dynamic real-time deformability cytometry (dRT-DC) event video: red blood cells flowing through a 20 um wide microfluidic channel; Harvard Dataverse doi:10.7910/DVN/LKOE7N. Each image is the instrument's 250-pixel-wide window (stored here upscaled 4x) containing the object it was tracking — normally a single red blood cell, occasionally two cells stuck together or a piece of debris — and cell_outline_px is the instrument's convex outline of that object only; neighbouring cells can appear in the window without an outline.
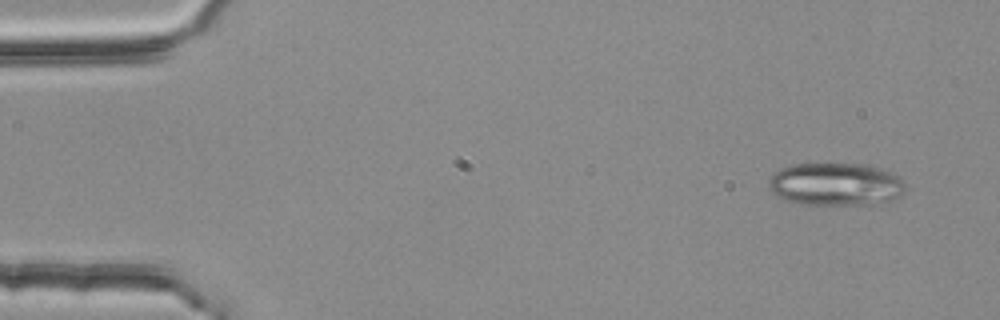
{"species": "common noctule bat (a hibernating species)", "species_latin": "Nyctalus noctula", "temperature_condition": "room temperature", "stored_images_in_passage": 4, "camera_frame_rate_fps": 3000, "um_per_image_px": 0.085, "animal": {"sex": "female", "body_mass_g": 25.1}, "frame": {"image": 1, "passage_image": 1, "time_ms": 0.0, "image_size_px": [1000, 320], "cell_outline_px": [[904, 192], [900, 196], [892, 200], [872, 204], [804, 204], [788, 200], [772, 192], [768, 188], [768, 180], [780, 168], [792, 164], [872, 164], [884, 168], [900, 176], [904, 180]], "centroid_in_image_um": [71.09, 15.64], "position_along_channel_um": 13.9, "area_um2": 34.28}}